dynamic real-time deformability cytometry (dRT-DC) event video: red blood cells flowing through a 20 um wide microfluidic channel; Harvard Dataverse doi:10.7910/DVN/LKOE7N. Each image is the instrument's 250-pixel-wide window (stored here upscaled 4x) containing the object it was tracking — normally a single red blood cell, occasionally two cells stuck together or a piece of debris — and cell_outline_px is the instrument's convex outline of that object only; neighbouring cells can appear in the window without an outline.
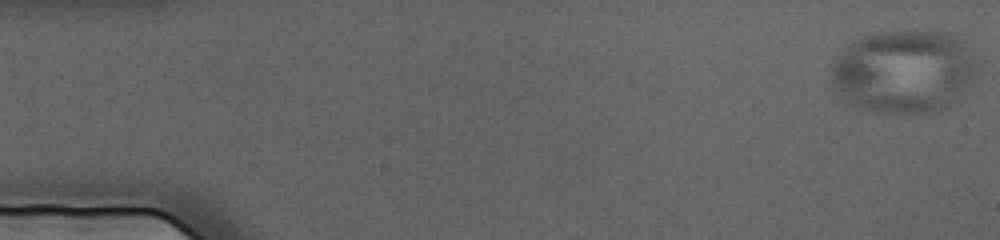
{"species": "human", "species_latin": "Homo sapiens", "temperature_condition": "cold", "stored_images_in_passage": 67, "camera_frame_rate_fps": 3000, "um_per_image_px": 0.085, "donor": {"sex": "female"}, "frame": {"image": 1, "passage_image": 1, "time_ms": 0.0, "image_size_px": [1000, 240], "cell_outline_px": [[976, 68], [972, 76], [948, 108], [936, 112], [876, 112], [856, 108], [832, 84], [828, 64], [840, 48], [852, 40], [872, 32], [912, 28], [940, 28], [964, 40], [976, 64]], "centroid_in_image_um": [76.74, 5.97], "position_along_channel_um": 8.3, "area_um2": 72.19}}
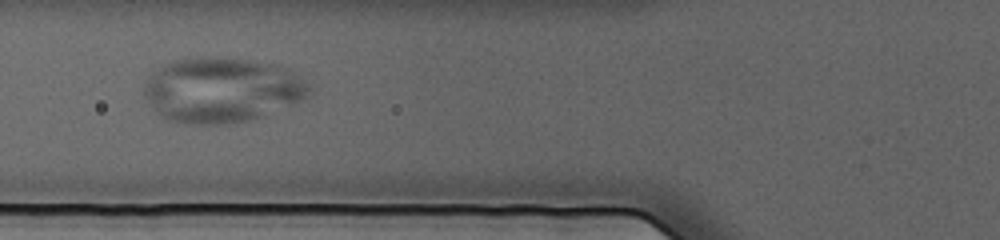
{"frame": {"image": 2, "passage_image": 27, "time_ms": 8.667, "image_size_px": [1000, 240], "cell_outline_px": [[312, 92], [308, 96], [292, 104], [264, 116], [236, 124], [184, 124], [164, 120], [152, 108], [144, 96], [144, 84], [148, 76], [152, 72], [164, 64], [172, 60], [196, 56], [212, 56], [252, 60], [276, 64], [288, 68], [312, 80]], "centroid_in_image_um": [18.89, 7.64], "position_along_channel_um": 106.9, "area_um2": 64.27}}
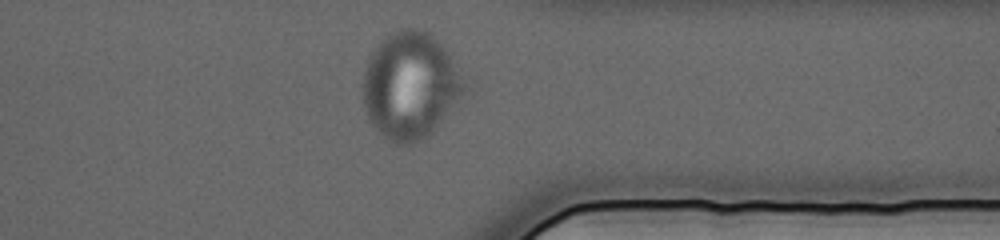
{"frame": {"image": 3, "passage_image": 56, "time_ms": 18.333, "image_size_px": [1000, 240], "cell_outline_px": [[468, 92], [432, 132], [428, 136], [412, 144], [396, 144], [388, 140], [368, 120], [364, 108], [360, 84], [364, 68], [372, 52], [392, 32], [404, 28], [412, 28], [428, 32], [444, 44], [468, 84]], "centroid_in_image_um": [34.9, 7.29], "position_along_channel_um": 376.5, "area_um2": 63.98}}